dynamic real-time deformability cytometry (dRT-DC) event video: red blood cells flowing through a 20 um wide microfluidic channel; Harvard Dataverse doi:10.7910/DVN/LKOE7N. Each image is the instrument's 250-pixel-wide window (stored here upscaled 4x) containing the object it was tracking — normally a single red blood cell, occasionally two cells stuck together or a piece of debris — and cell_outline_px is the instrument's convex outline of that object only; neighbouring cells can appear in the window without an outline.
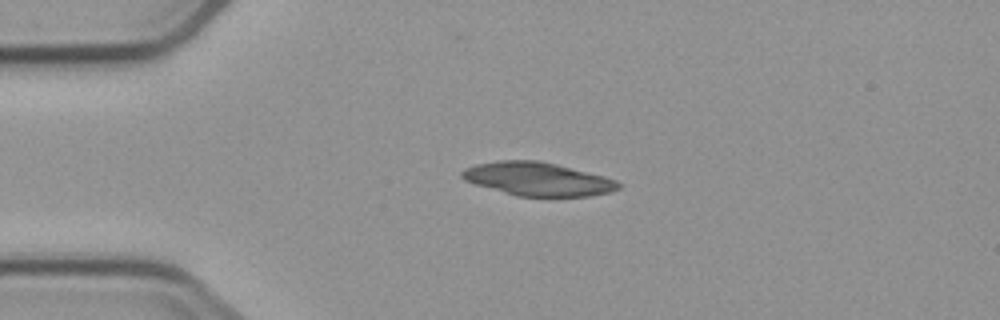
{"species": "common noctule bat (a hibernating species)", "species_latin": "Nyctalus noctula", "temperature_condition": "cold", "stored_images_in_passage": 3, "camera_frame_rate_fps": 3000, "um_per_image_px": 0.085, "animal": {"sex": "male", "body_mass_g": 23.1, "forearm_length_mm": 52.7}, "frame": {"image": 1, "passage_image": 3, "time_ms": 2.333, "image_size_px": [1000, 320], "cell_outline_px": [[620, 188], [608, 192], [588, 196], [516, 196], [476, 184], [464, 180], [460, 176], [460, 172], [464, 168], [476, 164], [500, 160], [536, 160], [556, 164], [604, 176], [616, 180], [620, 184]], "centroid_in_image_um": [45.67, 15.21], "position_along_channel_um": 39.3, "area_um2": 30.23}}